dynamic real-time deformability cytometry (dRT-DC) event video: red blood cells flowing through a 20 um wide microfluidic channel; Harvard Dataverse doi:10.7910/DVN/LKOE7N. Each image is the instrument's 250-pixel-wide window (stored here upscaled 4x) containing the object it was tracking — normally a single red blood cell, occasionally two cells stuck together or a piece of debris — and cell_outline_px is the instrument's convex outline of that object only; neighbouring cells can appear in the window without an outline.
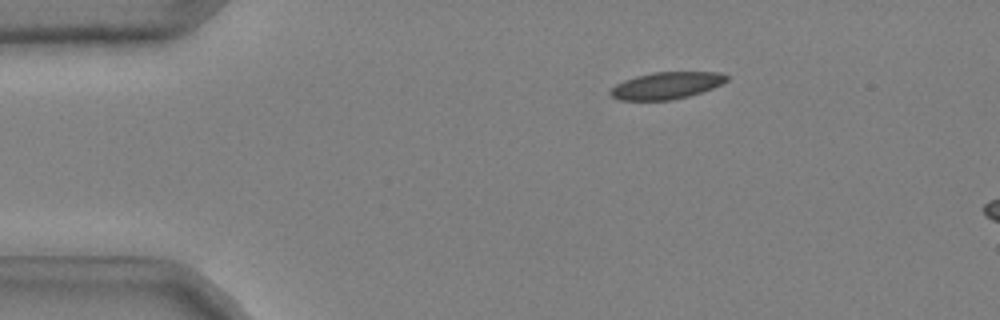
{"species": "common noctule bat (a hibernating species)", "species_latin": "Nyctalus noctula", "temperature_condition": "cold", "stored_images_in_passage": 41, "camera_frame_rate_fps": 3000, "um_per_image_px": 0.085, "animal": {"sex": "male", "body_mass_g": 20.4}, "frame": {"image": 1, "passage_image": 3, "time_ms": 0.667, "image_size_px": [1000, 320], "cell_outline_px": [[728, 80], [712, 88], [688, 96], [672, 100], [620, 100], [612, 96], [608, 92], [616, 84], [624, 80], [636, 76], [656, 72], [720, 72], [728, 76]], "centroid_in_image_um": [56.63, 7.27], "position_along_channel_um": 28.4, "area_um2": 18.09}}
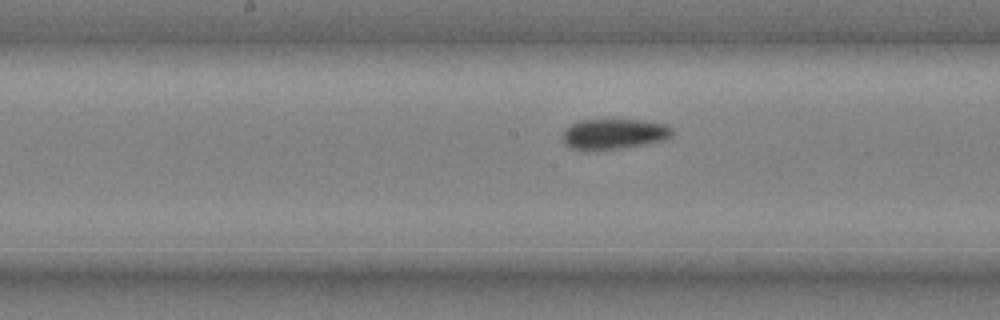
{"frame": {"image": 2, "passage_image": 21, "time_ms": 6.667, "image_size_px": [1000, 320], "cell_outline_px": [[672, 136], [668, 140], [620, 148], [572, 148], [564, 144], [560, 136], [572, 124], [580, 120], [640, 120], [668, 124], [672, 128]], "centroid_in_image_um": [52.25, 11.36], "position_along_channel_um": 196.0, "area_um2": 19.07}}
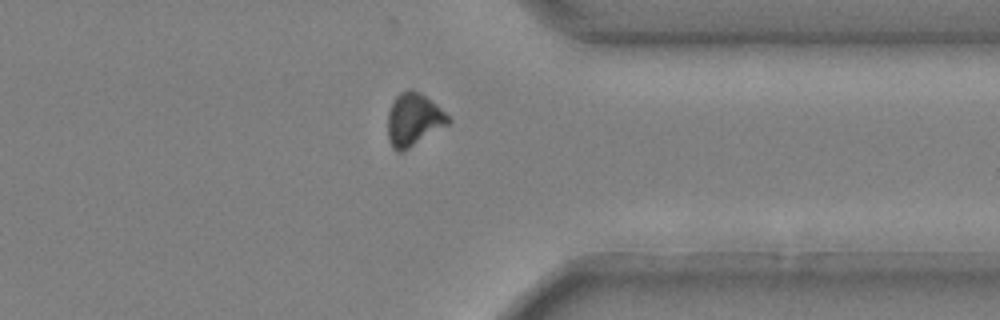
{"frame": {"image": 3, "passage_image": 36, "time_ms": 11.667, "image_size_px": [1000, 320], "cell_outline_px": [[452, 120], [448, 124], [404, 152], [396, 152], [392, 148], [388, 140], [388, 112], [392, 100], [400, 92], [408, 88], [412, 88], [420, 92], [436, 104]], "centroid_in_image_um": [35.12, 10.17], "position_along_channel_um": 376.3, "area_um2": 18.84}, "authors_computed_cell_mechanics": {"area_um2": 18.8428, "velocity_mm_per_s": 3.6977, "shape_relaxation_time_tau1_ms": 4.9374, "shape_relaxation_time_tau2_ms": null, "deformation_change_tau1": 0.122, "deformation_change_tau2": null}}